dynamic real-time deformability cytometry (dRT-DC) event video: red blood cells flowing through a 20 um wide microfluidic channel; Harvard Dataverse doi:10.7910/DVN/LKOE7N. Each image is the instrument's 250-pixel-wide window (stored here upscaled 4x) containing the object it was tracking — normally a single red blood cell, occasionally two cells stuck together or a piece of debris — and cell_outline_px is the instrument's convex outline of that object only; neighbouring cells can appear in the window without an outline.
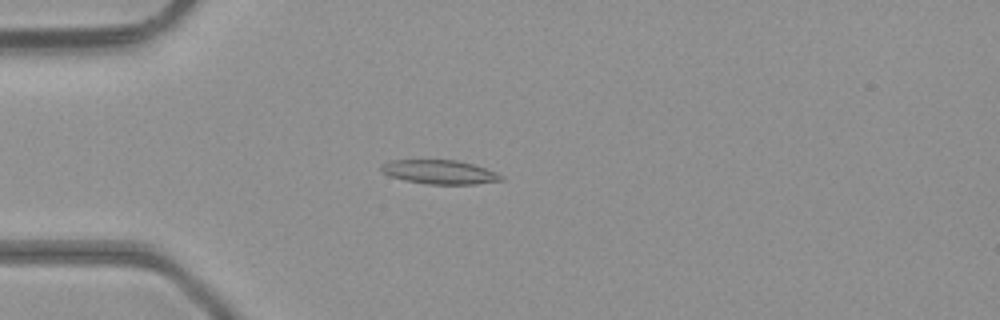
{"species": "common noctule bat (a hibernating species)", "species_latin": "Nyctalus noctula", "temperature_condition": "room temperature", "stored_images_in_passage": 47, "camera_frame_rate_fps": 3000, "um_per_image_px": 0.085, "animal": {"sex": "male", "body_mass_g": 23.1, "forearm_length_mm": 52.7}, "frame": {"image": 1, "passage_image": 13, "time_ms": 4.0, "image_size_px": [1000, 320], "cell_outline_px": [[504, 180], [476, 184], [424, 184], [404, 180], [392, 176], [384, 172], [380, 168], [380, 164], [388, 160], [456, 160], [472, 164], [496, 172], [504, 176]], "centroid_in_image_um": [37.37, 14.62], "position_along_channel_um": 47.6, "area_um2": 16.76}}
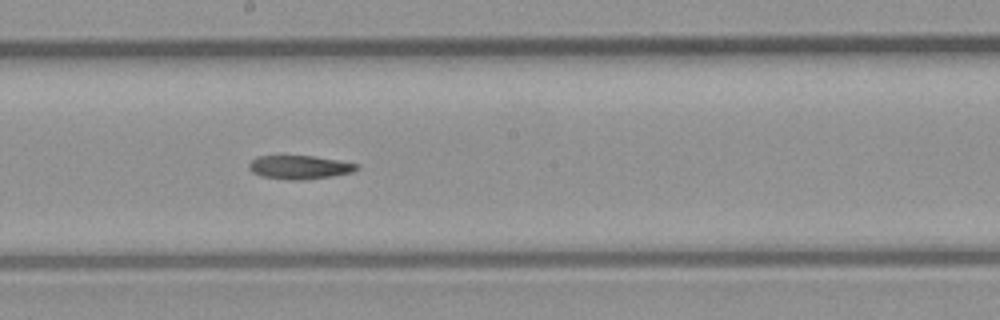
{"frame": {"image": 2, "passage_image": 26, "time_ms": 8.333, "image_size_px": [1000, 320], "cell_outline_px": [[360, 168], [352, 172], [332, 176], [304, 180], [288, 180], [260, 176], [252, 172], [248, 168], [248, 164], [256, 156], [316, 156], [340, 160], [360, 164]], "centroid_in_image_um": [25.48, 14.21], "position_along_channel_um": 222.7, "area_um2": 15.09}}
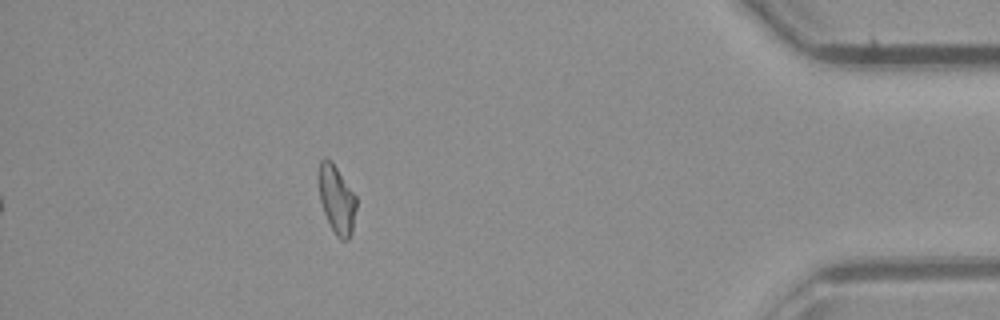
{"frame": {"image": 3, "passage_image": 42, "time_ms": 13.667, "image_size_px": [1000, 320], "cell_outline_px": [[356, 208], [352, 232], [348, 240], [340, 240], [336, 236], [324, 212], [320, 200], [316, 176], [320, 160], [324, 156], [332, 160], [356, 196]], "centroid_in_image_um": [28.58, 16.89], "position_along_channel_um": 406.6, "area_um2": 15.32}}